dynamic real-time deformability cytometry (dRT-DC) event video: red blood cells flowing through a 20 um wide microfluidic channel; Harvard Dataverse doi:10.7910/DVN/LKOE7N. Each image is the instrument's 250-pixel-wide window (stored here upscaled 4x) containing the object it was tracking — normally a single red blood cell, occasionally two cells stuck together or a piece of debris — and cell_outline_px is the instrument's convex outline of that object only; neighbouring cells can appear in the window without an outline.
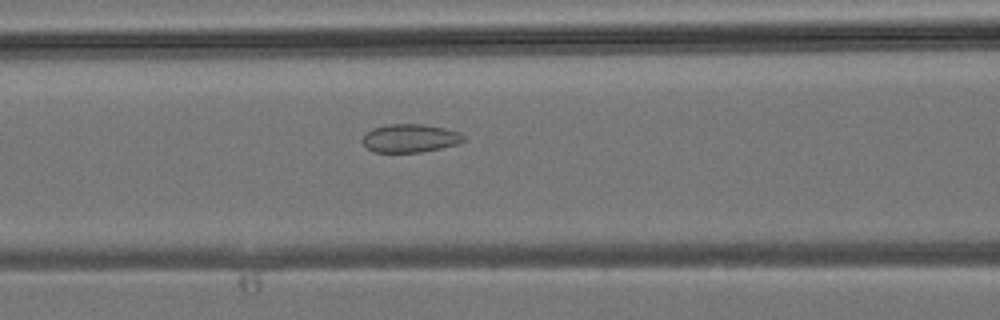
{"species": "common noctule bat (a hibernating species)", "species_latin": "Nyctalus noctula", "temperature_condition": "room temperature", "stored_images_in_passage": 24, "camera_frame_rate_fps": 3000, "um_per_image_px": 0.085, "animal": {"sex": "male", "body_mass_g": 19.2, "forearm_length_mm": 51.8}, "frame": {"image": 1, "passage_image": 6, "time_ms": 1.667, "image_size_px": [1000, 320], "cell_outline_px": [[464, 140], [456, 144], [440, 148], [420, 152], [372, 152], [360, 140], [372, 128], [388, 124], [424, 124], [444, 128], [460, 132], [464, 136]], "centroid_in_image_um": [34.84, 11.74], "position_along_channel_um": 131.8, "area_um2": 16.59}}
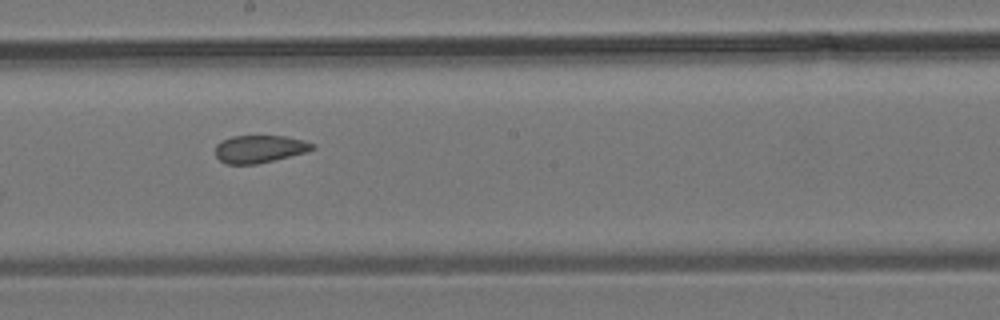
{"frame": {"image": 2, "passage_image": 11, "time_ms": 3.333, "image_size_px": [1000, 320], "cell_outline_px": [[316, 148], [308, 152], [256, 164], [228, 164], [220, 160], [216, 156], [216, 144], [220, 140], [232, 136], [284, 136], [304, 140], [316, 144]], "centroid_in_image_um": [22.09, 12.65], "position_along_channel_um": 226.1, "area_um2": 15.72}}
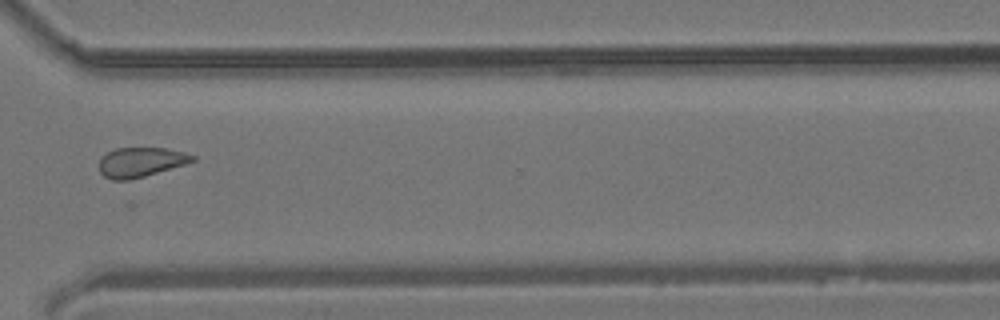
{"frame": {"image": 3, "passage_image": 18, "time_ms": 5.667, "image_size_px": [1000, 320], "cell_outline_px": [[196, 160], [184, 164], [144, 176], [128, 180], [112, 180], [104, 176], [100, 172], [100, 156], [116, 148], [164, 148], [184, 152], [196, 156]], "centroid_in_image_um": [11.94, 13.77], "position_along_channel_um": 358.7, "area_um2": 15.95}}